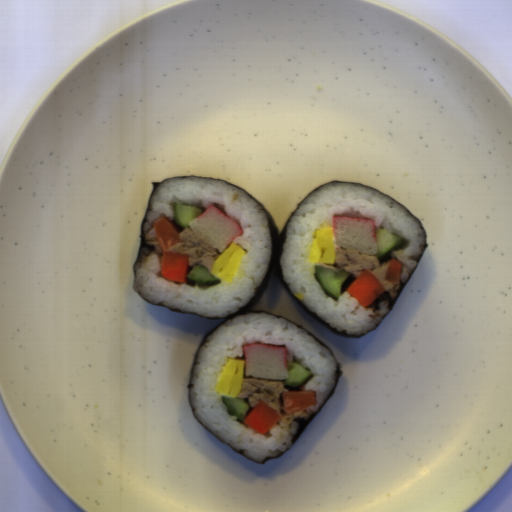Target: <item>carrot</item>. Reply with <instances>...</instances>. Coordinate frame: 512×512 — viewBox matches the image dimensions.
Masks as SVG:
<instances>
[{
    "label": "carrot",
    "instance_id": "b8716197",
    "mask_svg": "<svg viewBox=\"0 0 512 512\" xmlns=\"http://www.w3.org/2000/svg\"><path fill=\"white\" fill-rule=\"evenodd\" d=\"M152 227L162 249V277L186 283L190 255L167 251L182 243L183 240L180 238L182 232H179L175 225L164 216L155 221Z\"/></svg>",
    "mask_w": 512,
    "mask_h": 512
},
{
    "label": "carrot",
    "instance_id": "cead05ca",
    "mask_svg": "<svg viewBox=\"0 0 512 512\" xmlns=\"http://www.w3.org/2000/svg\"><path fill=\"white\" fill-rule=\"evenodd\" d=\"M386 287L367 269L358 275L346 289L350 295L363 307H368L384 291Z\"/></svg>",
    "mask_w": 512,
    "mask_h": 512
},
{
    "label": "carrot",
    "instance_id": "1c9b5961",
    "mask_svg": "<svg viewBox=\"0 0 512 512\" xmlns=\"http://www.w3.org/2000/svg\"><path fill=\"white\" fill-rule=\"evenodd\" d=\"M281 418V414L271 408L267 402L259 400L244 417V423L255 432L263 435Z\"/></svg>",
    "mask_w": 512,
    "mask_h": 512
},
{
    "label": "carrot",
    "instance_id": "07d2c1c8",
    "mask_svg": "<svg viewBox=\"0 0 512 512\" xmlns=\"http://www.w3.org/2000/svg\"><path fill=\"white\" fill-rule=\"evenodd\" d=\"M315 391H285L281 393L280 409L286 414L316 406Z\"/></svg>",
    "mask_w": 512,
    "mask_h": 512
},
{
    "label": "carrot",
    "instance_id": "79d8ee17",
    "mask_svg": "<svg viewBox=\"0 0 512 512\" xmlns=\"http://www.w3.org/2000/svg\"><path fill=\"white\" fill-rule=\"evenodd\" d=\"M386 261L388 264V268L386 270L385 281L387 283L399 285L402 276V262L394 258H390Z\"/></svg>",
    "mask_w": 512,
    "mask_h": 512
}]
</instances>
